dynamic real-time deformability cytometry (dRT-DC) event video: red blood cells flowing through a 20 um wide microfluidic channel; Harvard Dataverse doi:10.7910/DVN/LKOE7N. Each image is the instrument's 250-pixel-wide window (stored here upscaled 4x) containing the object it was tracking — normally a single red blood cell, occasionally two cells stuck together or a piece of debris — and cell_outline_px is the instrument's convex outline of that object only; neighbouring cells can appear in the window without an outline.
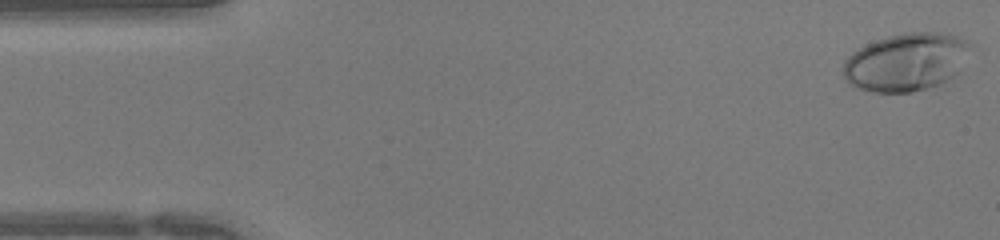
{"species": "human", "species_latin": "Homo sapiens", "temperature_condition": "warm", "stored_images_in_passage": 44, "camera_frame_rate_fps": 3000, "um_per_image_px": 0.085, "donor": {"sex": "female"}, "frame": {"image": 1, "passage_image": 1, "time_ms": 0.0, "image_size_px": [1000, 240], "cell_outline_px": [[972, 44], [960, 72], [940, 84], [928, 88], [912, 92], [872, 92], [856, 88], [848, 84], [844, 76], [844, 60], [852, 52], [876, 40], [888, 36], [912, 32], [940, 32], [960, 36]], "centroid_in_image_um": [77.05, 5.28], "position_along_channel_um": 8.0, "area_um2": 43.18}}
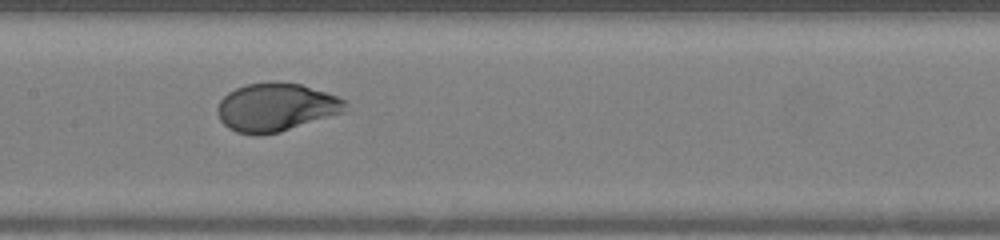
{"frame": {"image": 2, "passage_image": 21, "time_ms": 6.667, "image_size_px": [1000, 240], "cell_outline_px": [[348, 104], [344, 112], [280, 132], [256, 136], [236, 132], [228, 128], [220, 120], [216, 112], [216, 108], [220, 100], [228, 92], [236, 88], [248, 84], [272, 80], [276, 80], [300, 84], [336, 96], [344, 100]], "centroid_in_image_um": [23.42, 9.12], "position_along_channel_um": 184.0, "area_um2": 36.18}}
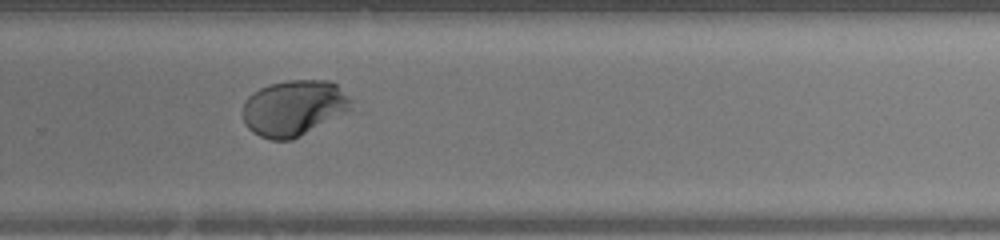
{"frame": {"image": 3, "passage_image": 29, "time_ms": 9.333, "image_size_px": [1000, 240], "cell_outline_px": [[356, 100], [352, 108], [348, 112], [292, 140], [272, 140], [260, 136], [252, 132], [244, 124], [244, 100], [252, 92], [268, 84], [288, 80], [332, 80]], "centroid_in_image_um": [25.03, 9.16], "position_along_channel_um": 304.8, "area_um2": 35.89}}